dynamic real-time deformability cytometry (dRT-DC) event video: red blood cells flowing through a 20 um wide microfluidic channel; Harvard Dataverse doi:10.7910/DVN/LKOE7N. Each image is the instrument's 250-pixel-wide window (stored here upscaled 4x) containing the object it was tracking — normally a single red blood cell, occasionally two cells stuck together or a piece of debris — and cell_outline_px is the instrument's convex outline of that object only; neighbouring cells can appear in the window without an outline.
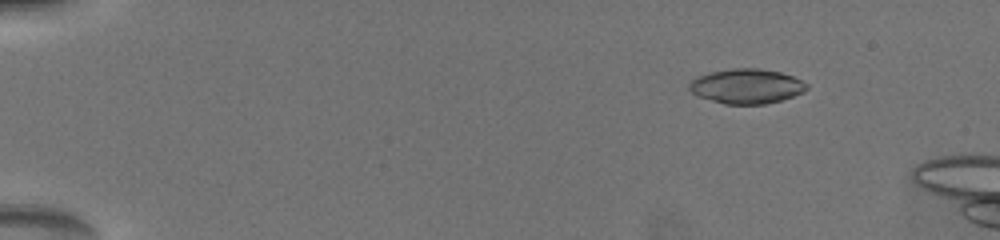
{"species": "common noctule bat (a hibernating species)", "species_latin": "Nyctalus noctula", "temperature_condition": "warm", "stored_images_in_passage": 60, "camera_frame_rate_fps": 3000, "um_per_image_px": 0.085, "animal": {"sex": "female", "body_mass_g": 19.5, "forearm_length_mm": 54.1}, "frame": {"image": 1, "passage_image": 6, "time_ms": 2.667, "image_size_px": [1000, 240], "cell_outline_px": [[808, 88], [804, 92], [780, 100], [764, 104], [724, 104], [696, 96], [688, 88], [688, 84], [696, 76], [708, 72], [732, 68], [760, 68], [780, 72], [792, 76], [808, 84]], "centroid_in_image_um": [63.42, 7.32], "position_along_channel_um": 21.6, "area_um2": 23.93}}
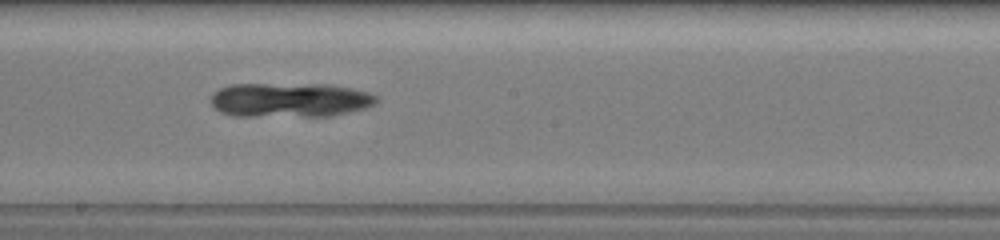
{"frame": {"image": 2, "passage_image": 33, "time_ms": 11.333, "image_size_px": [1000, 240], "cell_outline_px": [[380, 100], [376, 104], [364, 108], [348, 112], [328, 116], [232, 116], [220, 112], [212, 104], [212, 92], [228, 84], [328, 84], [352, 88], [368, 92], [380, 96]], "centroid_in_image_um": [24.66, 8.49], "position_along_channel_um": 223.5, "area_um2": 33.58}}
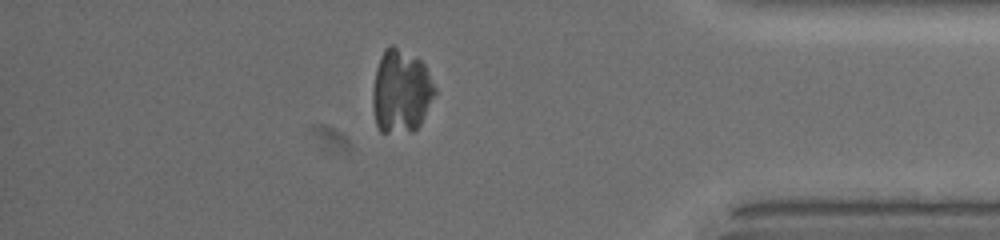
{"frame": {"image": 3, "passage_image": 53, "time_ms": 16.667, "image_size_px": [1000, 240], "cell_outline_px": [[436, 92], [420, 124], [412, 132], [380, 132], [376, 124], [372, 108], [372, 88], [376, 68], [380, 56], [384, 48], [392, 44], [416, 56], [424, 64], [436, 88]], "centroid_in_image_um": [34.06, 7.74], "position_along_channel_um": 401.1, "area_um2": 30.52}}